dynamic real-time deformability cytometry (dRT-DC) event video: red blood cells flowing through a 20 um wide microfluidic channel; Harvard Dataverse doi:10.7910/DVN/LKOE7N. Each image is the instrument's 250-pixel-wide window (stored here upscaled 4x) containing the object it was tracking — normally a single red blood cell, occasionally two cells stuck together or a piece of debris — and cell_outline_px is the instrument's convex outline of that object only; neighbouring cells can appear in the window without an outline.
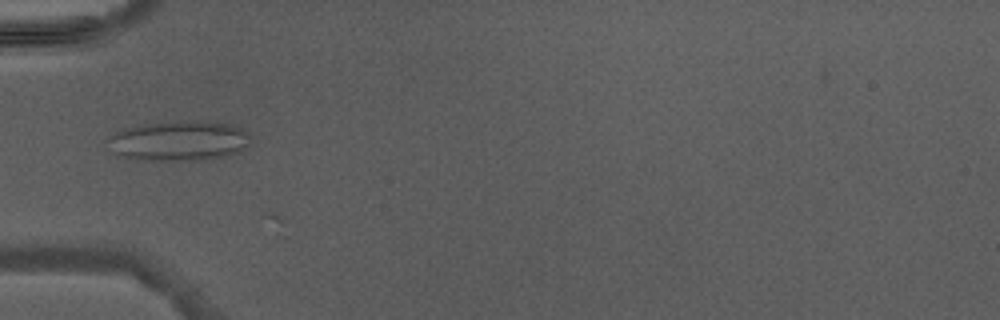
{"species": "Egyptian fruit bat (a non-hibernating species)", "species_latin": "Rousettus aegyptiacus", "temperature_condition": "warm", "stored_images_in_passage": 3, "camera_frame_rate_fps": 3000, "um_per_image_px": 0.085, "animal": {"sex": "male"}, "frame": {"image": 1, "passage_image": 3, "time_ms": 2.333, "image_size_px": [1000, 320], "cell_outline_px": [[248, 144], [236, 152], [224, 156], [200, 160], [144, 160], [116, 156], [112, 136], [116, 132], [128, 128], [144, 124], [232, 124], [248, 132]], "centroid_in_image_um": [15.24, 12.03], "position_along_channel_um": 69.8, "area_um2": 31.15}}